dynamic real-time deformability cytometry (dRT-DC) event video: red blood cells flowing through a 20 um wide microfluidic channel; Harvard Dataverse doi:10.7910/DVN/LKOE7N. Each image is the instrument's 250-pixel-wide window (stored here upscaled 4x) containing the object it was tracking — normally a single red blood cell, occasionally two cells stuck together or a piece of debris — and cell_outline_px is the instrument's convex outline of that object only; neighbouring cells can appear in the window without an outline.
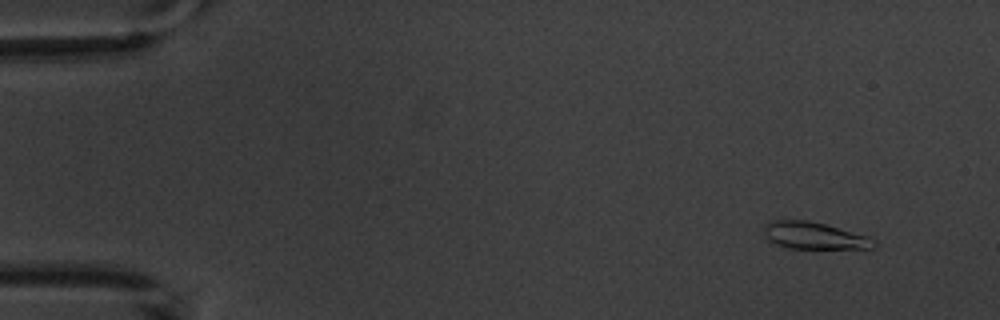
{"species": "common noctule bat (a hibernating species)", "species_latin": "Nyctalus noctula", "temperature_condition": "warm", "stored_images_in_passage": 10, "camera_frame_rate_fps": 3000, "um_per_image_px": 0.085, "animal": {"sex": "male", "body_mass_g": 20.1, "forearm_length_mm": 53.5}, "frame": {"image": 1, "passage_image": 2, "time_ms": 1.333, "image_size_px": [1000, 320], "cell_outline_px": [[876, 248], [788, 248], [776, 244], [768, 240], [764, 232], [764, 224], [772, 220], [808, 220], [824, 224], [868, 236], [876, 244]], "centroid_in_image_um": [69.16, 20.02], "position_along_channel_um": 15.8, "area_um2": 17.11}}
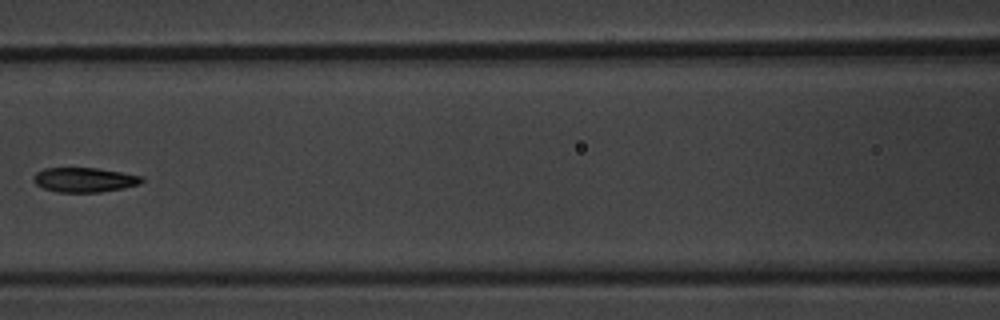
{"frame": {"image": 2, "passage_image": 7, "time_ms": 8.333, "image_size_px": [1000, 320], "cell_outline_px": [[144, 180], [140, 184], [124, 188], [100, 192], [56, 192], [44, 188], [36, 184], [32, 180], [32, 176], [36, 172], [44, 168], [96, 168], [144, 176]], "centroid_in_image_um": [7.17, 15.28], "position_along_channel_um": 159.4, "area_um2": 15.61}}
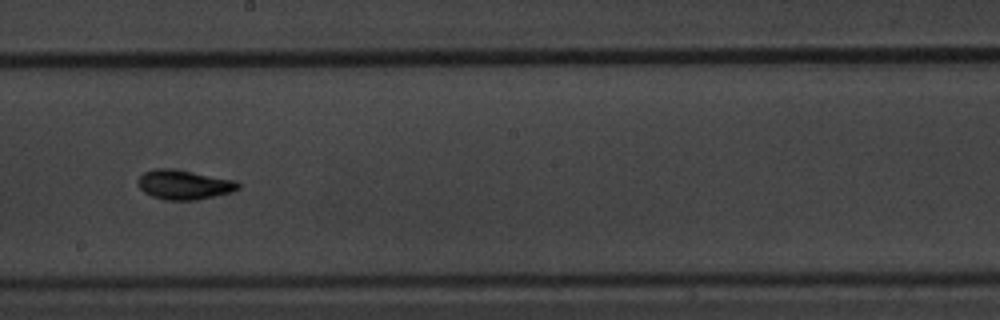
{"frame": {"image": 3, "passage_image": 9, "time_ms": 10.333, "image_size_px": [1000, 320], "cell_outline_px": [[240, 188], [232, 192], [216, 196], [196, 200], [168, 200], [152, 196], [144, 192], [136, 184], [136, 180], [144, 172], [156, 168], [168, 168], [236, 180], [240, 184]], "centroid_in_image_um": [15.63, 15.7], "position_along_channel_um": 232.6, "area_um2": 17.22}}